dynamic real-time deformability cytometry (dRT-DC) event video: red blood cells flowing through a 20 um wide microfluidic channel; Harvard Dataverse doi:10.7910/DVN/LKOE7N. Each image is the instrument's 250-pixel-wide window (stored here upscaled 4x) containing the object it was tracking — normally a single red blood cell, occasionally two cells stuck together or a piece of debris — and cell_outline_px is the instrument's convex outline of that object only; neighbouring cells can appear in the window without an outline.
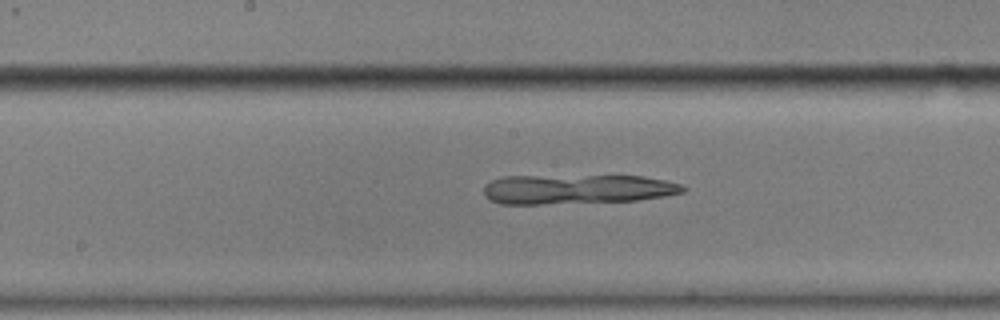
{"species": "common noctule bat (a hibernating species)", "species_latin": "Nyctalus noctula", "temperature_condition": "cold", "stored_images_in_passage": 56, "camera_frame_rate_fps": 3000, "um_per_image_px": 0.085, "animal": {"sex": "male", "body_mass_g": 17.9}, "frame": {"image": 1, "passage_image": 29, "time_ms": 9.333, "image_size_px": [1000, 320], "cell_outline_px": [[688, 188], [684, 192], [664, 196], [636, 200], [540, 204], [500, 204], [484, 196], [484, 188], [492, 180], [504, 176], [644, 176], [664, 180], [680, 184]], "centroid_in_image_um": [49.05, 16.08], "position_along_channel_um": 199.1, "area_um2": 34.16}}